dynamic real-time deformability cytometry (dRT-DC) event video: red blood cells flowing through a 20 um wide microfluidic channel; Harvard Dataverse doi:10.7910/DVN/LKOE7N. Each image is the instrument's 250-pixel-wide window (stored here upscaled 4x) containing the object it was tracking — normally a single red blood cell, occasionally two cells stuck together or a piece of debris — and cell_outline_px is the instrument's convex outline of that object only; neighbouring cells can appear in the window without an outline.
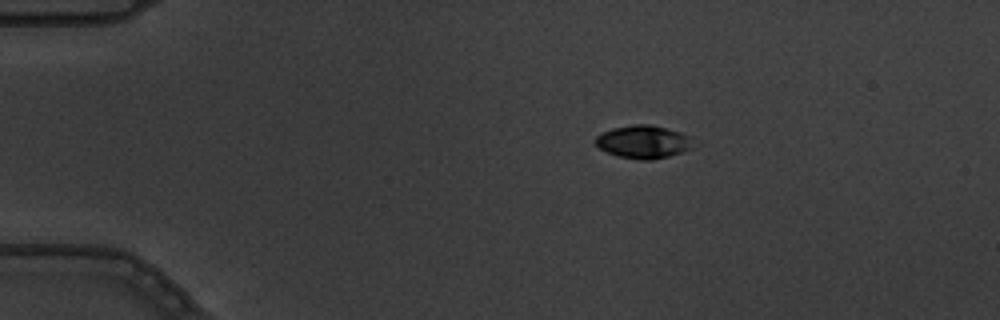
{"species": "common noctule bat (a hibernating species)", "species_latin": "Nyctalus noctula", "temperature_condition": "warm", "stored_images_in_passage": 5, "segment_of_instrument_passage": [1, 2], "camera_frame_rate_fps": 3000, "um_per_image_px": 0.085, "animal": {"sex": "male", "body_mass_g": 19.5, "forearm_length_mm": 54.6}, "frame": {"image": 1, "passage_image": 2, "time_ms": 0.333, "image_size_px": [1000, 320], "cell_outline_px": [[692, 148], [668, 156], [652, 160], [640, 160], [620, 156], [608, 152], [600, 148], [596, 144], [596, 136], [612, 128], [632, 124], [648, 124], [680, 132], [692, 136]], "centroid_in_image_um": [54.7, 12.05], "position_along_channel_um": 30.3, "area_um2": 18.55}}